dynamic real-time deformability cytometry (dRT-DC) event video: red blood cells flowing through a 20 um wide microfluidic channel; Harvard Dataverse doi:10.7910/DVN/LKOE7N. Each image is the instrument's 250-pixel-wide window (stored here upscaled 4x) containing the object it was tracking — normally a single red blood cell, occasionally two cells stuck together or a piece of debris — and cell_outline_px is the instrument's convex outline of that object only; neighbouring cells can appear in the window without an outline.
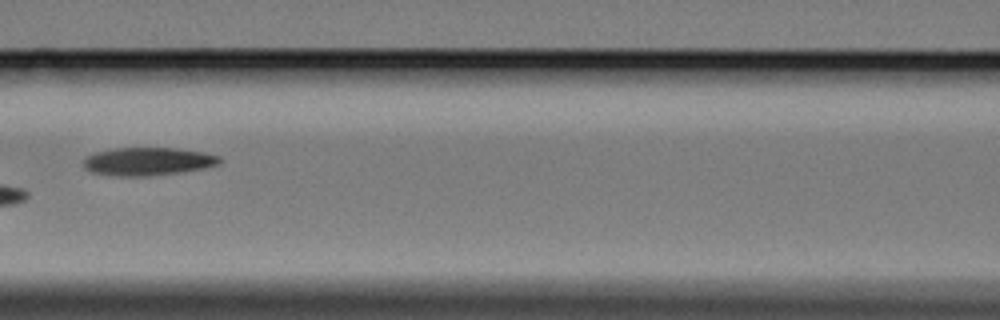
{"species": "Egyptian fruit bat (a non-hibernating species)", "species_latin": "Rousettus aegyptiacus", "temperature_condition": "cold", "stored_images_in_passage": 15, "camera_frame_rate_fps": 3000, "um_per_image_px": 0.085, "animal": {"sex": "female"}, "frame": {"image": 1, "passage_image": 7, "time_ms": 8.333, "image_size_px": [1000, 320], "cell_outline_px": [[224, 160], [220, 164], [204, 168], [180, 172], [148, 176], [116, 176], [92, 172], [84, 168], [84, 156], [96, 152], [112, 148], [176, 148], [204, 152], [220, 156]], "centroid_in_image_um": [12.59, 13.71], "position_along_channel_um": 154.0, "area_um2": 22.43}}
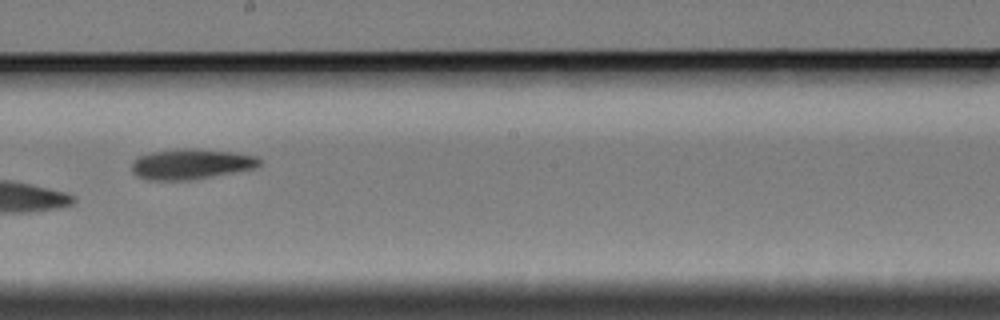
{"frame": {"image": 2, "passage_image": 9, "time_ms": 10.667, "image_size_px": [1000, 320], "cell_outline_px": [[260, 164], [252, 168], [192, 180], [148, 180], [136, 176], [132, 172], [132, 160], [140, 156], [152, 152], [184, 148], [192, 148], [232, 152], [256, 156], [260, 160]], "centroid_in_image_um": [16.18, 13.95], "position_along_channel_um": 232.0, "area_um2": 22.37}}